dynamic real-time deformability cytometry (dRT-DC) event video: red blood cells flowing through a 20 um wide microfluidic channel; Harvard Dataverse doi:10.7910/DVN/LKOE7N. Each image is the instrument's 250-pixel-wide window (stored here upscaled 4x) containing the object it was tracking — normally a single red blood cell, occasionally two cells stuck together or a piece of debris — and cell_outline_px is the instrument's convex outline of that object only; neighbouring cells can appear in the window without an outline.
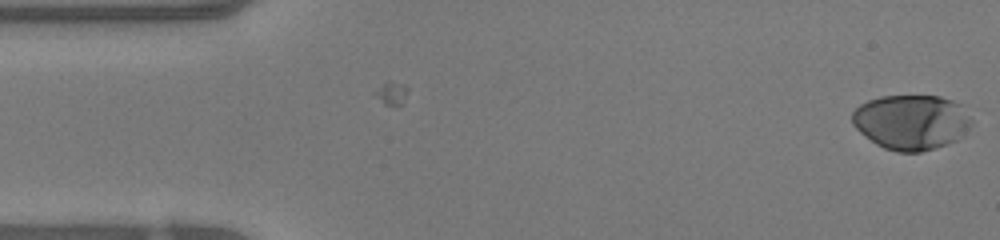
{"species": "human", "species_latin": "Homo sapiens", "temperature_condition": "warm", "stored_images_in_passage": 6, "camera_frame_rate_fps": 3000, "um_per_image_px": 0.085, "donor": {"sex": "female"}, "frame": {"image": 1, "passage_image": 6, "time_ms": 1.667, "image_size_px": [1000, 240], "cell_outline_px": [[972, 124], [956, 140], [920, 152], [896, 152], [884, 148], [876, 144], [860, 132], [852, 124], [852, 112], [860, 104], [868, 100], [880, 96], [940, 96], [952, 100], [960, 104], [972, 120]], "centroid_in_image_um": [77.43, 10.37], "position_along_channel_um": 7.6, "area_um2": 38.03}}